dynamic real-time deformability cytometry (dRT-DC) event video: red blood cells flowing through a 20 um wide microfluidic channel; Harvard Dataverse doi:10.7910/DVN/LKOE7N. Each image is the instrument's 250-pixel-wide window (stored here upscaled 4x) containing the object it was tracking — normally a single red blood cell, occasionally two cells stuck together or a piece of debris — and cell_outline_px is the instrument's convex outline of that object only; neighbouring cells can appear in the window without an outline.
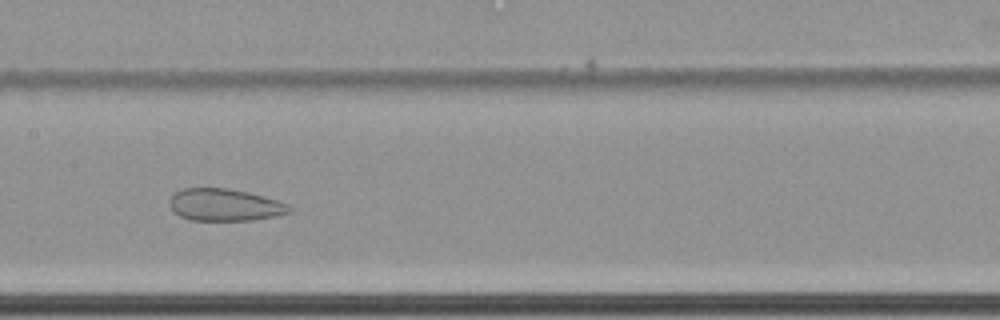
{"species": "common noctule bat (a hibernating species)", "species_latin": "Nyctalus noctula", "temperature_condition": "cold", "stored_images_in_passage": 67, "camera_frame_rate_fps": 3000, "um_per_image_px": 0.085, "animal": {"sex": "female", "body_mass_g": 22.7, "forearm_length_mm": 54.2}, "frame": {"image": 1, "passage_image": 38, "time_ms": 12.333, "image_size_px": [1000, 320], "cell_outline_px": [[292, 212], [276, 216], [252, 220], [192, 220], [180, 216], [172, 208], [172, 196], [176, 192], [184, 188], [228, 188], [248, 192], [276, 200], [288, 204], [292, 208]], "centroid_in_image_um": [19.16, 17.42], "position_along_channel_um": 188.2, "area_um2": 22.14}}
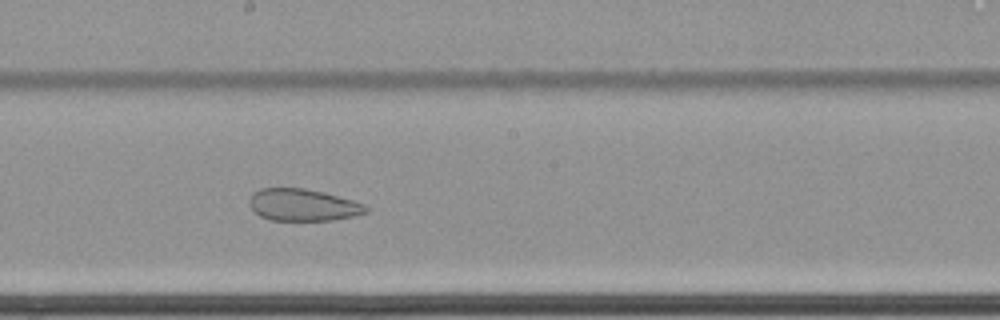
{"frame": {"image": 2, "passage_image": 41, "time_ms": 13.333, "image_size_px": [1000, 320], "cell_outline_px": [[372, 208], [368, 212], [352, 216], [332, 220], [268, 220], [260, 216], [248, 204], [248, 200], [252, 192], [260, 188], [304, 188], [324, 192], [352, 200], [364, 204]], "centroid_in_image_um": [25.74, 17.41], "position_along_channel_um": 222.5, "area_um2": 21.91}}
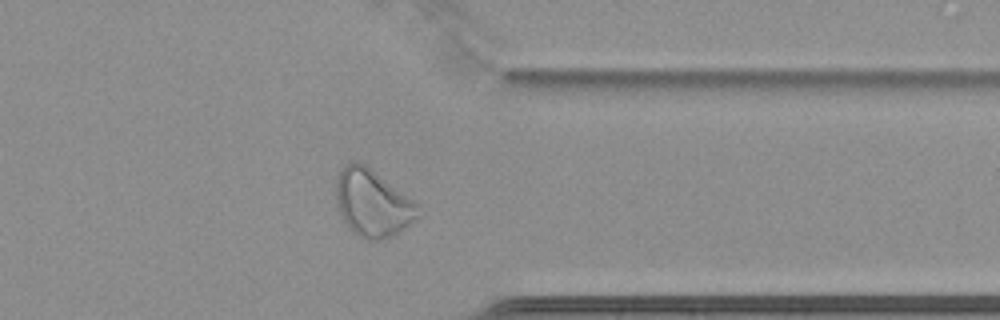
{"frame": {"image": 3, "passage_image": 55, "time_ms": 18.0, "image_size_px": [1000, 320], "cell_outline_px": [[420, 216], [400, 232], [392, 236], [380, 240], [364, 240], [352, 232], [344, 224], [336, 204], [336, 180], [344, 164], [352, 160], [356, 160], [364, 164], [420, 204]], "centroid_in_image_um": [31.66, 17.28], "position_along_channel_um": 379.7, "area_um2": 32.54}}